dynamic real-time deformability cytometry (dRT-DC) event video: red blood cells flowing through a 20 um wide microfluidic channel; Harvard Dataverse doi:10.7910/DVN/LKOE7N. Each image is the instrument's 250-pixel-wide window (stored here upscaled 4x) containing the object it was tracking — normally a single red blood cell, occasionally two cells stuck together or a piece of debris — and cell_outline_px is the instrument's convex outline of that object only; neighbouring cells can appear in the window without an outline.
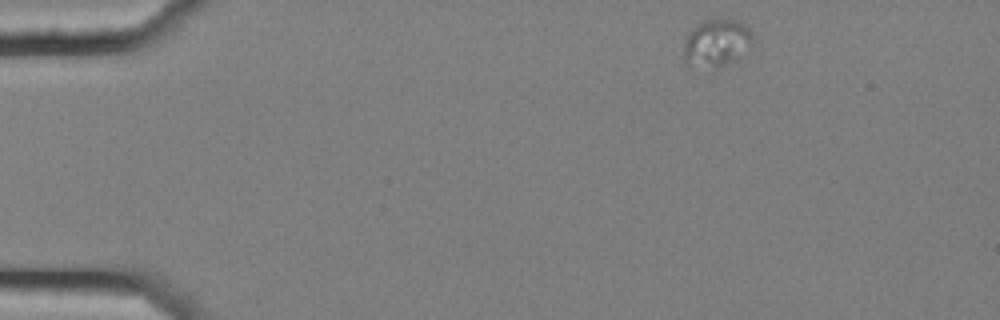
{"species": "common noctule bat (a hibernating species)", "species_latin": "Nyctalus noctula", "temperature_condition": "cold", "stored_images_in_passage": 50, "camera_frame_rate_fps": 3000, "um_per_image_px": 0.085, "animal": {"sex": "female", "body_mass_g": 25.1}, "frame": {"image": 1, "passage_image": 1, "time_ms": 0.0, "image_size_px": [1000, 320], "cell_outline_px": [[752, 40], [724, 64], [716, 68], [688, 64], [684, 60], [684, 40], [688, 32], [696, 24], [704, 20], [736, 20], [744, 24], [752, 32]], "centroid_in_image_um": [60.79, 3.59], "position_along_channel_um": 24.2, "area_um2": 18.03}}
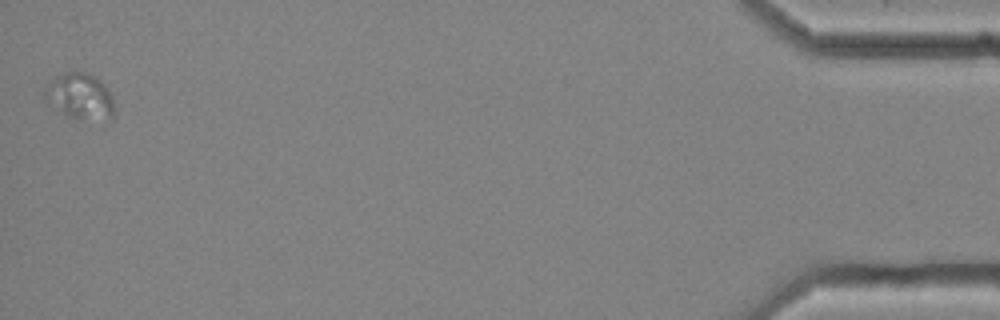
{"frame": {"image": 2, "passage_image": 50, "time_ms": 16.333, "image_size_px": [1000, 320], "cell_outline_px": [[112, 116], [80, 120], [64, 112], [44, 96], [44, 84], [56, 76], [64, 72], [84, 72], [96, 76], [104, 84], [112, 96]], "centroid_in_image_um": [6.77, 8.11], "position_along_channel_um": 428.4, "area_um2": 17.86}}